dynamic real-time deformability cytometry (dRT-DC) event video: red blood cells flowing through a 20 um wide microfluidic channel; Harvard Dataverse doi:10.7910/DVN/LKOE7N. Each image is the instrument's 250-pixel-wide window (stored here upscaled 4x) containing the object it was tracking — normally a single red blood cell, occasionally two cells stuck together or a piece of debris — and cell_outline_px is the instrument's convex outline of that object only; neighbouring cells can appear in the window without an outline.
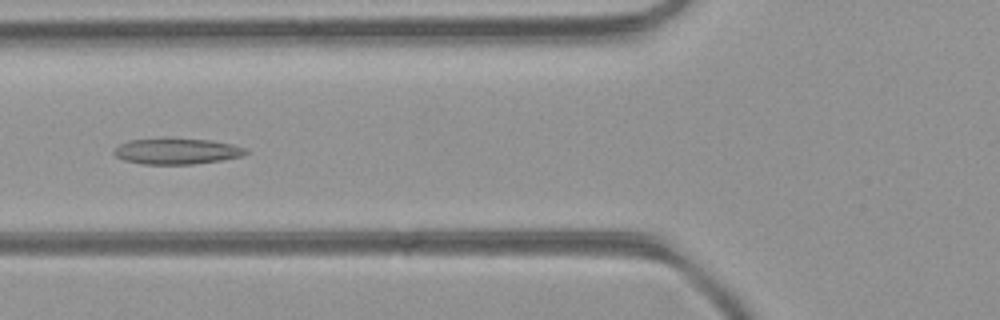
{"species": "common noctule bat (a hibernating species)", "species_latin": "Nyctalus noctula", "temperature_condition": "room temperature", "stored_images_in_passage": 47, "camera_frame_rate_fps": 3000, "um_per_image_px": 0.085, "animal": {"sex": "female", "body_mass_g": 21.9}, "frame": {"image": 1, "passage_image": 17, "time_ms": 5.333, "image_size_px": [1000, 320], "cell_outline_px": [[248, 152], [244, 156], [220, 160], [192, 164], [144, 164], [124, 160], [116, 156], [112, 152], [120, 144], [128, 140], [212, 140], [232, 144], [248, 148]], "centroid_in_image_um": [15.07, 12.88], "position_along_channel_um": 110.7, "area_um2": 19.36}}
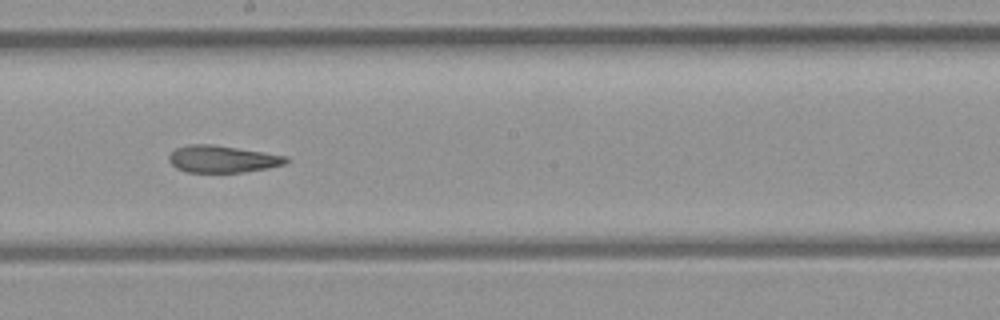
{"frame": {"image": 2, "passage_image": 25, "time_ms": 8.0, "image_size_px": [1000, 320], "cell_outline_px": [[288, 160], [284, 164], [268, 168], [244, 172], [188, 172], [176, 168], [168, 160], [168, 156], [176, 148], [188, 144], [212, 144], [264, 152], [288, 156]], "centroid_in_image_um": [18.89, 13.51], "position_along_channel_um": 229.3, "area_um2": 18.44}}
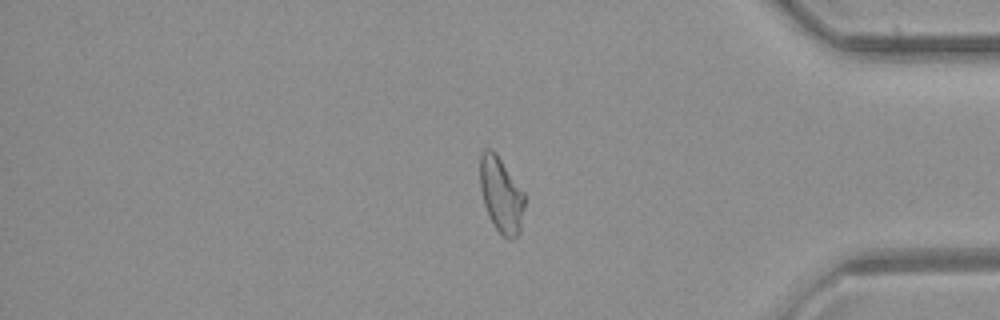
{"frame": {"image": 3, "passage_image": 38, "time_ms": 12.333, "image_size_px": [1000, 320], "cell_outline_px": [[524, 204], [520, 232], [512, 240], [508, 240], [496, 228], [484, 204], [480, 188], [480, 152], [484, 148], [492, 148], [496, 152], [524, 192]], "centroid_in_image_um": [42.59, 16.51], "position_along_channel_um": 392.6, "area_um2": 19.54}, "authors_computed_cell_mechanics": {"area_um2": 20.1722, "velocity_mm_per_s": 4.4315, "shape_relaxation_time_tau1_ms": null, "shape_relaxation_time_tau2_ms": 3.8682, "deformation_change_tau1": null, "deformation_change_tau2": 0.1294}}